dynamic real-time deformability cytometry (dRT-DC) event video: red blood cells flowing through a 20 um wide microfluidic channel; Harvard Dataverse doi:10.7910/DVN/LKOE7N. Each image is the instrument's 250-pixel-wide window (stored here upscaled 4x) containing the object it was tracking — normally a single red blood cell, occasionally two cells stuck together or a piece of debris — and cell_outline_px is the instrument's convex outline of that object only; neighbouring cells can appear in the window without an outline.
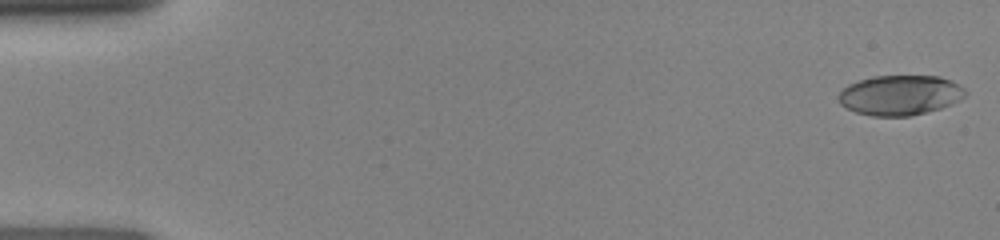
{"species": "human", "species_latin": "Homo sapiens", "temperature_condition": "room temperature", "stored_images_in_passage": 48, "camera_frame_rate_fps": 3000, "um_per_image_px": 0.085, "donor": {"sex": "female"}, "frame": {"image": 1, "passage_image": 1, "time_ms": 0.0, "image_size_px": [1000, 240], "cell_outline_px": [[968, 92], [960, 100], [952, 104], [940, 108], [912, 116], [872, 116], [856, 112], [840, 104], [836, 96], [848, 84], [872, 76], [940, 76], [952, 80], [964, 88]], "centroid_in_image_um": [76.51, 8.08], "position_along_channel_um": 8.5, "area_um2": 29.71}}
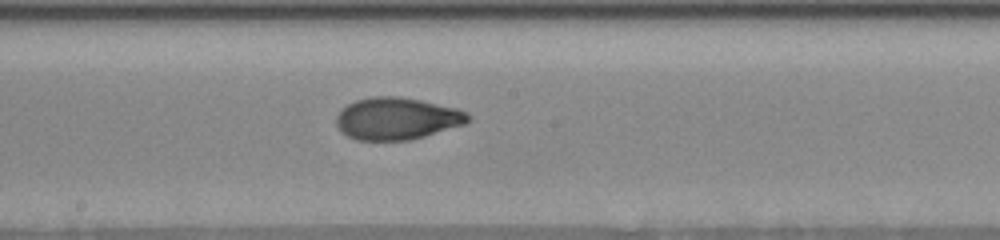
{"frame": {"image": 2, "passage_image": 26, "time_ms": 8.333, "image_size_px": [1000, 240], "cell_outline_px": [[472, 116], [464, 124], [424, 136], [408, 140], [356, 140], [340, 132], [336, 124], [336, 116], [340, 108], [356, 100], [372, 96], [400, 96], [420, 100], [456, 108], [468, 112]], "centroid_in_image_um": [33.69, 10.07], "position_along_channel_um": 214.5, "area_um2": 32.43}}
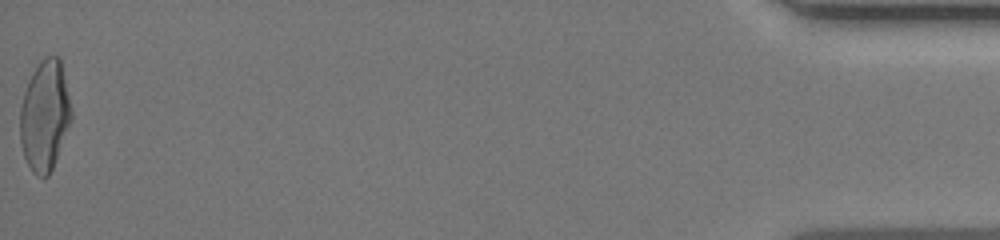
{"frame": {"image": 3, "passage_image": 48, "time_ms": 15.667, "image_size_px": [1000, 240], "cell_outline_px": [[72, 120], [52, 168], [48, 176], [44, 180], [36, 176], [32, 172], [24, 156], [20, 140], [20, 108], [24, 92], [28, 80], [32, 72], [40, 60], [44, 56], [60, 56], [72, 112]], "centroid_in_image_um": [3.8, 9.83], "position_along_channel_um": 431.4, "area_um2": 33.18}}